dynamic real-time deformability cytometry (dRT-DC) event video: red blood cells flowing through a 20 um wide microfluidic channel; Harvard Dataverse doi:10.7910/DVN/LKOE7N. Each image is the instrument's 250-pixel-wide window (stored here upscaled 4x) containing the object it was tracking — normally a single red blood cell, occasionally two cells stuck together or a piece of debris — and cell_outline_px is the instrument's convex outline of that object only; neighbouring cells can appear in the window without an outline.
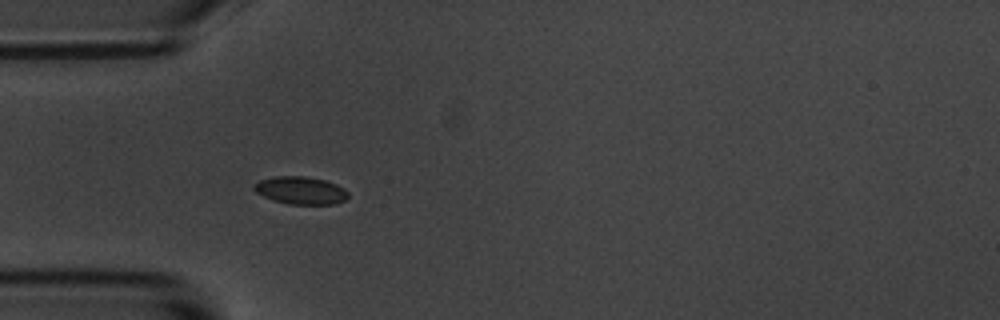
{"species": "common noctule bat (a hibernating species)", "species_latin": "Nyctalus noctula", "temperature_condition": "room temperature", "stored_images_in_passage": 2, "camera_frame_rate_fps": 3000, "um_per_image_px": 0.085, "animal": {"sex": "male", "body_mass_g": 20.1, "forearm_length_mm": 53.5}, "frame": {"image": 1, "passage_image": 2, "time_ms": 1.333, "image_size_px": [1000, 320], "cell_outline_px": [[348, 196], [344, 200], [336, 204], [288, 204], [272, 200], [256, 192], [252, 188], [252, 184], [260, 180], [276, 176], [304, 176], [324, 180], [336, 184], [344, 188], [348, 192]], "centroid_in_image_um": [25.53, 16.18], "position_along_channel_um": 59.5, "area_um2": 15.2}}